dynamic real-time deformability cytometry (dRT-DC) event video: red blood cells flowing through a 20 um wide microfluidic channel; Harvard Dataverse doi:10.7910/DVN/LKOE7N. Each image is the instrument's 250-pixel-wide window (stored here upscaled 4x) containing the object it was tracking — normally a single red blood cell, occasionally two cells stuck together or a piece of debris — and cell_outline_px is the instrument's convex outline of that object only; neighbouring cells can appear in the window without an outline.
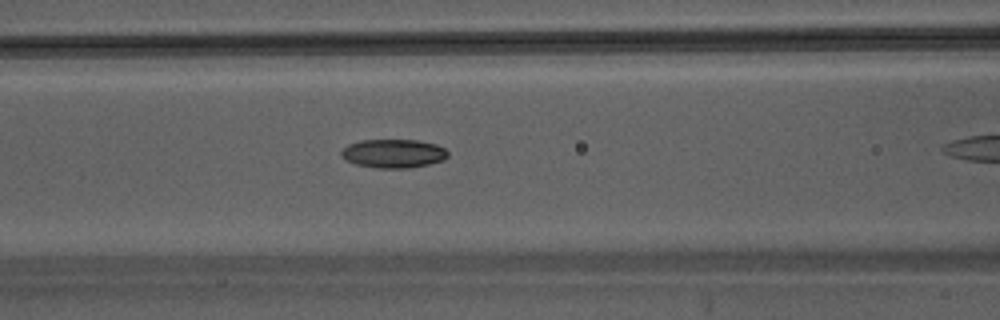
{"species": "Egyptian fruit bat (a non-hibernating species)", "species_latin": "Rousettus aegyptiacus", "temperature_condition": "warm", "stored_images_in_passage": 25, "camera_frame_rate_fps": 3000, "um_per_image_px": 0.085, "animal": {"sex": "male"}, "frame": {"image": 1, "passage_image": 8, "time_ms": 2.333, "image_size_px": [1000, 320], "cell_outline_px": [[448, 156], [444, 160], [428, 164], [408, 168], [376, 168], [356, 164], [344, 160], [340, 156], [340, 152], [348, 144], [360, 140], [416, 140], [436, 144], [444, 148], [448, 152]], "centroid_in_image_um": [33.41, 13.05], "position_along_channel_um": 133.2, "area_um2": 17.92}}
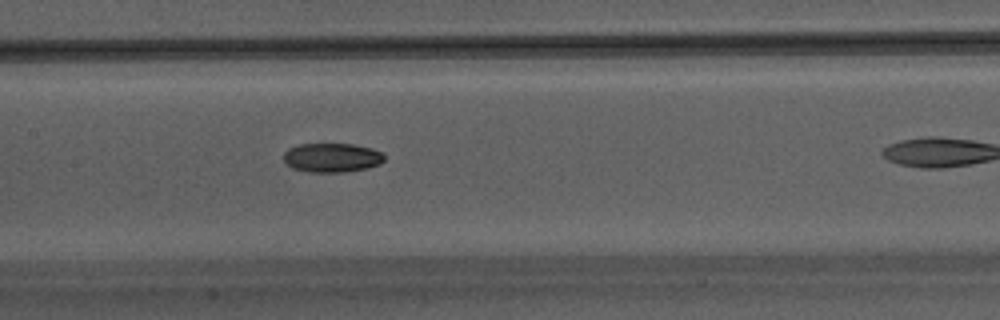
{"frame": {"image": 2, "passage_image": 11, "time_ms": 3.333, "image_size_px": [1000, 320], "cell_outline_px": [[384, 160], [380, 164], [368, 168], [344, 172], [308, 172], [292, 168], [284, 160], [284, 152], [288, 148], [300, 144], [352, 144], [372, 148], [380, 152], [384, 156]], "centroid_in_image_um": [28.21, 13.4], "position_along_channel_um": 179.2, "area_um2": 17.11}}
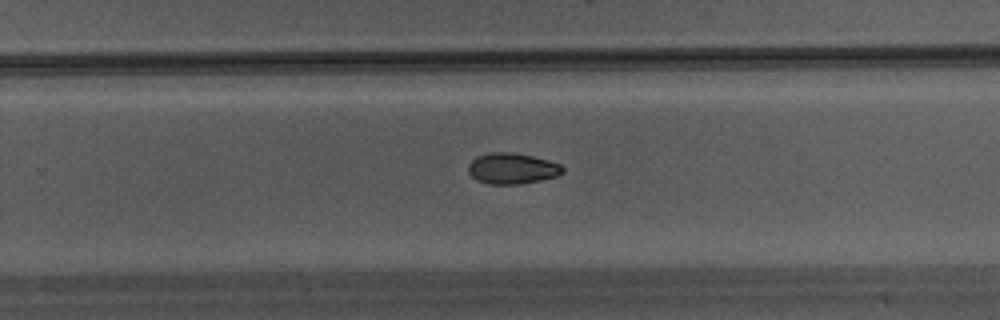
{"frame": {"image": 3, "passage_image": 18, "time_ms": 5.667, "image_size_px": [1000, 320], "cell_outline_px": [[564, 172], [556, 176], [540, 180], [516, 184], [488, 184], [476, 180], [468, 172], [468, 164], [476, 156], [492, 152], [512, 152], [532, 156], [548, 160], [560, 164], [564, 168]], "centroid_in_image_um": [43.51, 14.31], "position_along_channel_um": 286.3, "area_um2": 16.99}}